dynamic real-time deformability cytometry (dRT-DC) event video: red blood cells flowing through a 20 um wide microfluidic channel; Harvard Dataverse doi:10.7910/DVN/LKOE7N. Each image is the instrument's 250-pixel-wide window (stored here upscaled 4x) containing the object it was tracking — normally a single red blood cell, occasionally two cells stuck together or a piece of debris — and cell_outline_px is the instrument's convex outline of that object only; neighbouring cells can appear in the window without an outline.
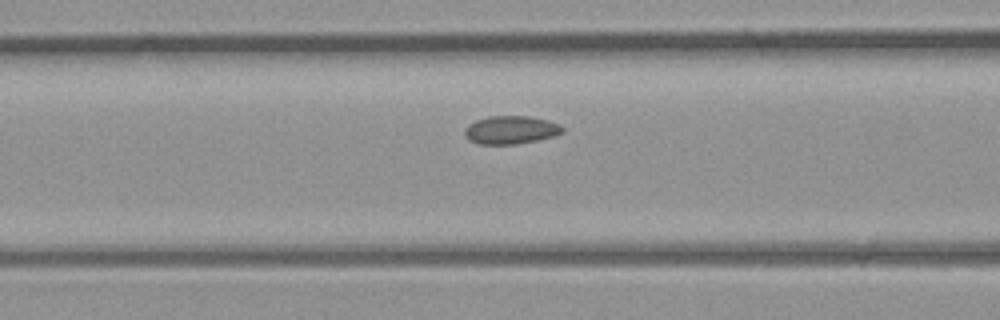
{"species": "common noctule bat (a hibernating species)", "species_latin": "Nyctalus noctula", "temperature_condition": "room temperature", "stored_images_in_passage": 8, "camera_frame_rate_fps": 3000, "um_per_image_px": 0.085, "animal": {"sex": "male", "body_mass_g": 23.1, "forearm_length_mm": 52.7}, "frame": {"image": 1, "passage_image": 7, "time_ms": 2.0, "image_size_px": [1000, 320], "cell_outline_px": [[564, 132], [552, 136], [536, 140], [516, 144], [476, 144], [468, 140], [464, 136], [464, 128], [468, 124], [476, 120], [488, 116], [528, 116], [548, 120], [560, 124], [564, 128]], "centroid_in_image_um": [43.38, 11.04], "position_along_channel_um": 123.2, "area_um2": 16.18}}